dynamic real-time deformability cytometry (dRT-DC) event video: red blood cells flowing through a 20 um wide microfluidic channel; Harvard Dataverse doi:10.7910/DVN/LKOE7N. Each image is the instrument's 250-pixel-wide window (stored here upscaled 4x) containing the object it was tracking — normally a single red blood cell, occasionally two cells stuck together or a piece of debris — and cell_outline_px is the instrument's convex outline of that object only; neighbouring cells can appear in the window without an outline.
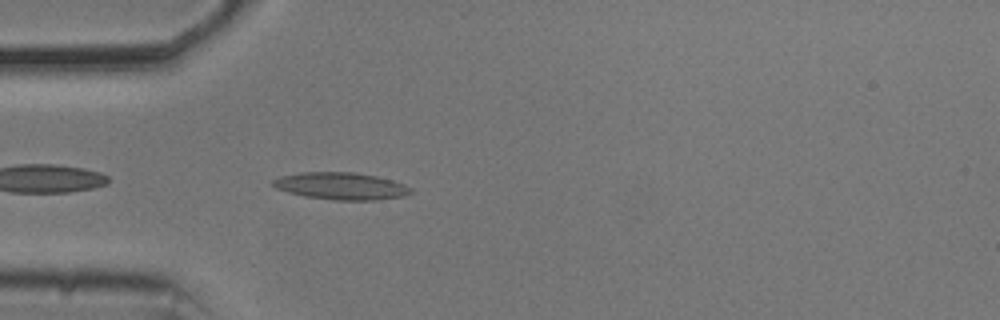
{"species": "common noctule bat (a hibernating species)", "species_latin": "Nyctalus noctula", "temperature_condition": "cold", "stored_images_in_passage": 34, "camera_frame_rate_fps": 3000, "um_per_image_px": 0.085, "animal": {"sex": "male", "body_mass_g": 20.5, "forearm_length_mm": 52.5}, "frame": {"image": 1, "passage_image": 2, "time_ms": 0.333, "image_size_px": [1000, 320], "cell_outline_px": [[412, 192], [404, 196], [376, 200], [332, 200], [304, 196], [288, 192], [276, 188], [272, 184], [272, 180], [280, 176], [300, 172], [356, 172], [376, 176], [392, 180], [404, 184], [412, 188]], "centroid_in_image_um": [28.99, 15.81], "position_along_channel_um": 56.0, "area_um2": 21.91}}
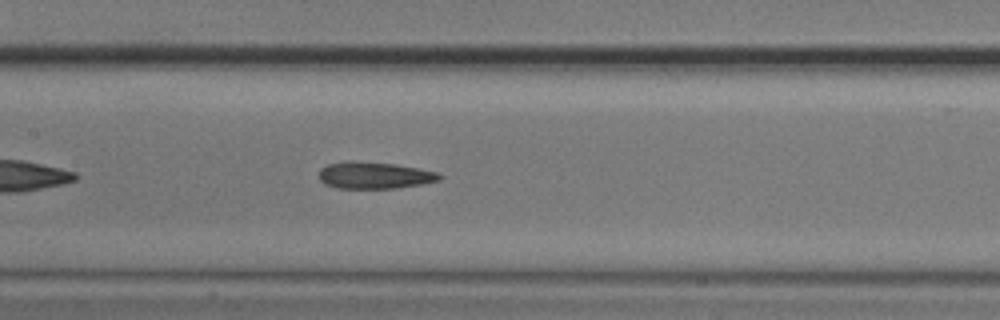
{"frame": {"image": 2, "passage_image": 12, "time_ms": 3.667, "image_size_px": [1000, 320], "cell_outline_px": [[444, 176], [440, 180], [420, 184], [396, 188], [340, 188], [324, 184], [320, 180], [320, 168], [328, 164], [344, 160], [356, 160], [396, 164], [436, 172]], "centroid_in_image_um": [31.8, 14.88], "position_along_channel_um": 175.6, "area_um2": 18.9}}
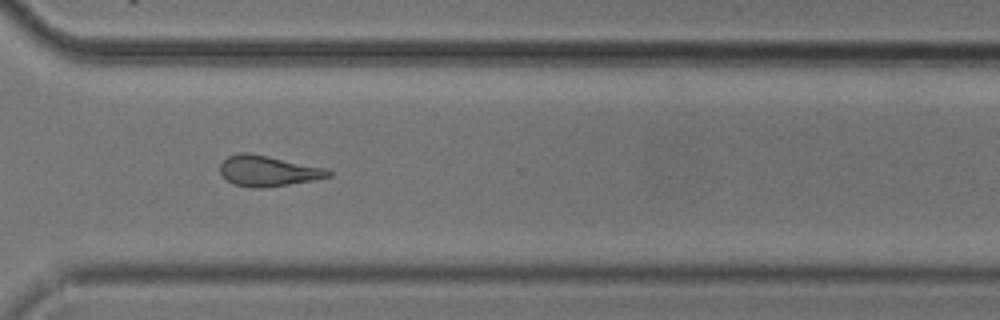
{"frame": {"image": 3, "passage_image": 26, "time_ms": 8.333, "image_size_px": [1000, 320], "cell_outline_px": [[332, 176], [312, 180], [264, 188], [252, 188], [236, 184], [228, 180], [220, 172], [220, 164], [228, 156], [240, 152], [248, 152], [268, 156], [324, 168], [332, 172]], "centroid_in_image_um": [22.76, 14.52], "position_along_channel_um": 347.8, "area_um2": 19.02}, "authors_computed_cell_mechanics": {"area_um2": 18.9006, "velocity_mm_per_s": 3.7103, "shape_relaxation_time_tau1_ms": null, "shape_relaxation_time_tau2_ms": 5.4524, "deformation_change_tau1": null, "deformation_change_tau2": 0.156}}